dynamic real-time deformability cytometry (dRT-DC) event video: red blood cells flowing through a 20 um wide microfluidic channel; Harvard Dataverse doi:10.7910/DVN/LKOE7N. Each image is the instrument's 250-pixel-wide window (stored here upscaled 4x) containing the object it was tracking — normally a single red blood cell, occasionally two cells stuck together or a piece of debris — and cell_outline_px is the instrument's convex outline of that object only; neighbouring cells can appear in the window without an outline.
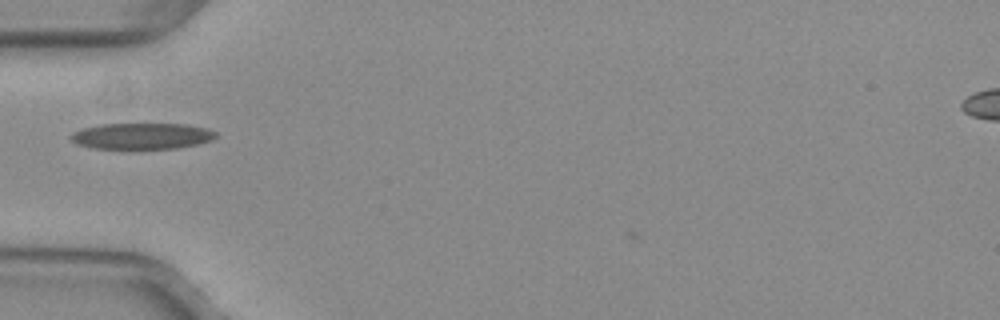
{"species": "common noctule bat (a hibernating species)", "species_latin": "Nyctalus noctula", "temperature_condition": "warm", "stored_images_in_passage": 3, "camera_frame_rate_fps": 3000, "um_per_image_px": 0.085, "animal": {"sex": "female", "body_mass_g": 29.2, "forearm_length_mm": 56.3}, "frame": {"image": 1, "passage_image": 1, "time_ms": 0.0, "image_size_px": [1000, 320], "cell_outline_px": [[216, 136], [212, 140], [196, 144], [176, 148], [128, 152], [92, 148], [76, 144], [68, 136], [72, 132], [84, 128], [100, 124], [188, 124], [204, 128], [216, 132]], "centroid_in_image_um": [11.98, 11.62], "position_along_channel_um": 73.0, "area_um2": 23.12}}